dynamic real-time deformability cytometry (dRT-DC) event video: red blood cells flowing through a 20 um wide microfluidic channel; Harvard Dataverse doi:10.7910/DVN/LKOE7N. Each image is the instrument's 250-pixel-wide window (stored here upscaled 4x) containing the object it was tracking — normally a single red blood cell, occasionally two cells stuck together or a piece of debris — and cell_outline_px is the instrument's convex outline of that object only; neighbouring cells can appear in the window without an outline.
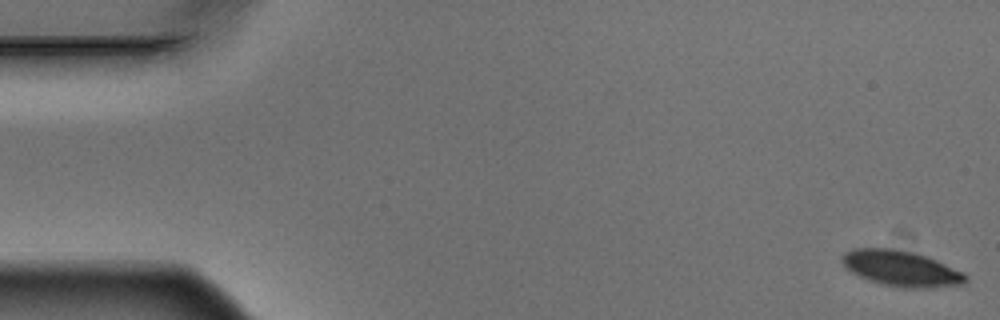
{"species": "Egyptian fruit bat (a non-hibernating species)", "species_latin": "Rousettus aegyptiacus", "temperature_condition": "warm", "stored_images_in_passage": 2, "segment_of_instrument_passage": [2, 2], "camera_frame_rate_fps": 3000, "um_per_image_px": 0.085, "animal": {"sex": "male"}, "frame": {"image": 1, "passage_image": 2, "time_ms": 0.333, "image_size_px": [1000, 320], "cell_outline_px": [[968, 280], [964, 284], [932, 288], [904, 288], [880, 284], [868, 280], [852, 272], [840, 260], [844, 252], [852, 248], [892, 248], [912, 252], [936, 260], [964, 272], [968, 276]], "centroid_in_image_um": [76.62, 22.83], "position_along_channel_um": 8.4, "area_um2": 25.78}}